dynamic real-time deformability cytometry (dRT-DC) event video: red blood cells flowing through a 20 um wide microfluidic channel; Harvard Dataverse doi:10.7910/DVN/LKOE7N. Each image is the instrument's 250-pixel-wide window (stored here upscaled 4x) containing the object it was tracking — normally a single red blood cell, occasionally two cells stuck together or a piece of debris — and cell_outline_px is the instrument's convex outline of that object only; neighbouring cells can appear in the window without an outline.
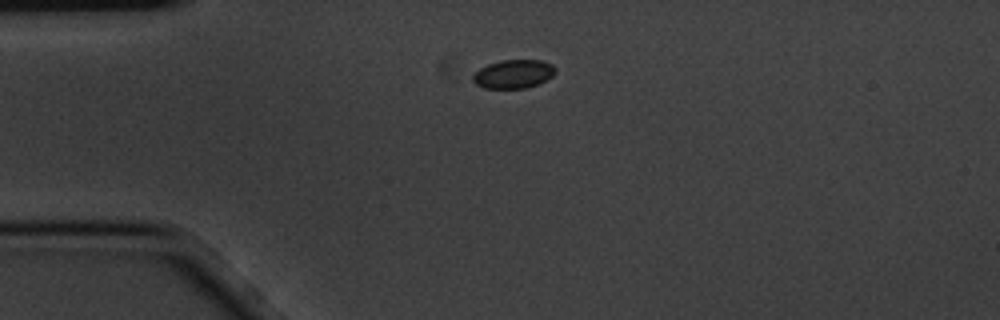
{"species": "common noctule bat (a hibernating species)", "species_latin": "Nyctalus noctula", "temperature_condition": "cold", "stored_images_in_passage": 2, "camera_frame_rate_fps": 3000, "um_per_image_px": 0.085, "animal": {"sex": "male", "body_mass_g": 20.1, "forearm_length_mm": 53.5}, "frame": {"image": 1, "passage_image": 1, "time_ms": 0.0, "image_size_px": [1000, 320], "cell_outline_px": [[556, 72], [552, 76], [540, 84], [524, 88], [484, 88], [476, 84], [472, 80], [472, 76], [480, 68], [488, 64], [500, 60], [540, 60], [552, 64], [556, 68]], "centroid_in_image_um": [43.66, 6.29], "position_along_channel_um": 41.3, "area_um2": 13.81}}